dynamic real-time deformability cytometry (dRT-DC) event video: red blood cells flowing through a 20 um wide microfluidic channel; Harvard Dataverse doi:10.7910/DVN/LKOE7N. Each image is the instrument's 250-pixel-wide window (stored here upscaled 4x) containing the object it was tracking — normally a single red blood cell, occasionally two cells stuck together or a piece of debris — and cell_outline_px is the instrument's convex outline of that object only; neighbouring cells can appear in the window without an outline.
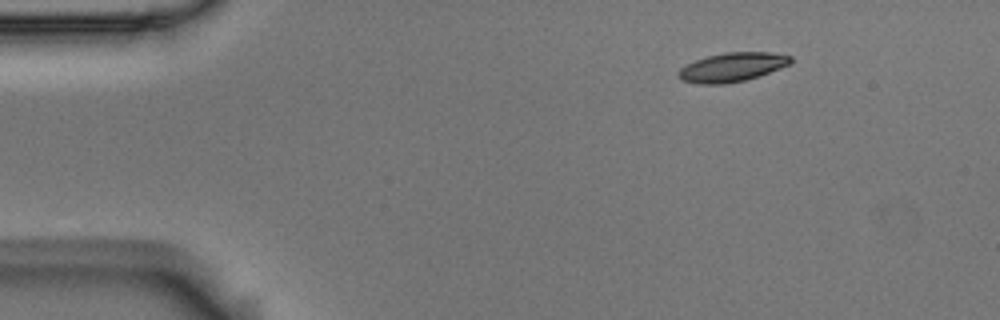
{"species": "Egyptian fruit bat (a non-hibernating species)", "species_latin": "Rousettus aegyptiacus", "temperature_condition": "room temperature", "stored_images_in_passage": 3, "camera_frame_rate_fps": 3000, "um_per_image_px": 0.085, "animal": {"sex": "male"}, "frame": {"image": 1, "passage_image": 1, "time_ms": 0.0, "image_size_px": [1000, 320], "cell_outline_px": [[792, 64], [760, 76], [744, 80], [724, 84], [700, 84], [680, 80], [676, 76], [676, 72], [680, 68], [696, 60], [708, 56], [724, 52], [772, 52], [792, 56]], "centroid_in_image_um": [62.24, 5.71], "position_along_channel_um": 22.8, "area_um2": 19.19}}